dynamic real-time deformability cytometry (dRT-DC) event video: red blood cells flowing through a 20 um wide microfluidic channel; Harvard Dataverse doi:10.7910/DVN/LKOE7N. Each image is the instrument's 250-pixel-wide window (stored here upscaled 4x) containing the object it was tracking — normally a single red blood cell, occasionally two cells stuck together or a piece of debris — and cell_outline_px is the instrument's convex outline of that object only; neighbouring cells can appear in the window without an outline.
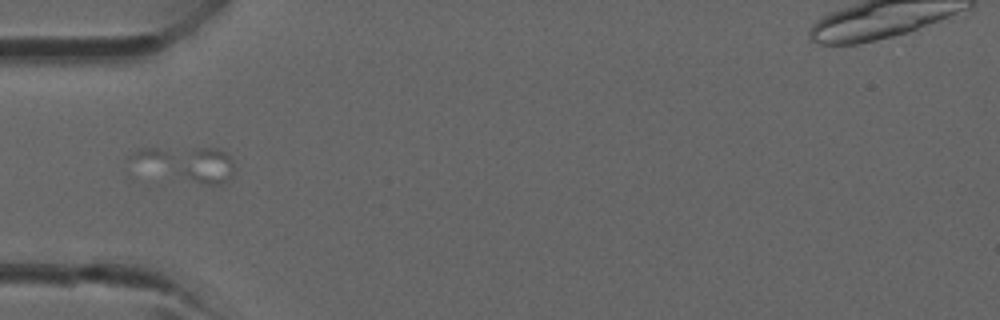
{"species": "common noctule bat (a hibernating species)", "species_latin": "Nyctalus noctula", "temperature_condition": "room temperature", "stored_images_in_passage": 48, "segment_of_instrument_passage": [2, 2], "camera_frame_rate_fps": 3000, "um_per_image_px": 0.085, "animal": {"sex": "male", "forearm_length_mm": 52.5}, "frame": {"image": 1, "passage_image": 16, "time_ms": 5.0, "image_size_px": [1000, 320], "cell_outline_px": [[232, 172], [220, 184], [208, 184], [196, 180], [176, 172], [192, 152], [196, 148], [216, 148], [224, 152], [228, 156], [232, 164]], "centroid_in_image_um": [17.6, 14.11], "position_along_channel_um": 67.4, "area_um2": 10.4}}
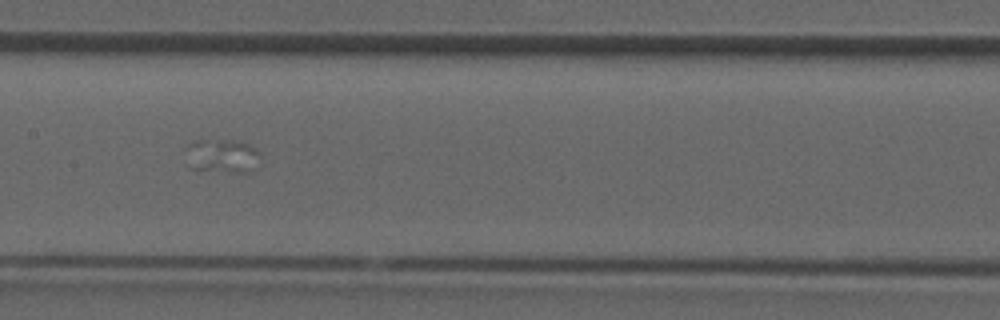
{"frame": {"image": 2, "passage_image": 24, "time_ms": 7.667, "image_size_px": [1000, 320], "cell_outline_px": [[260, 152], [252, 168], [248, 172], [240, 172], [192, 168], [188, 164], [212, 144], [224, 140], [232, 140], [248, 144]], "centroid_in_image_um": [19.29, 13.36], "position_along_channel_um": 188.1, "area_um2": 11.5}}
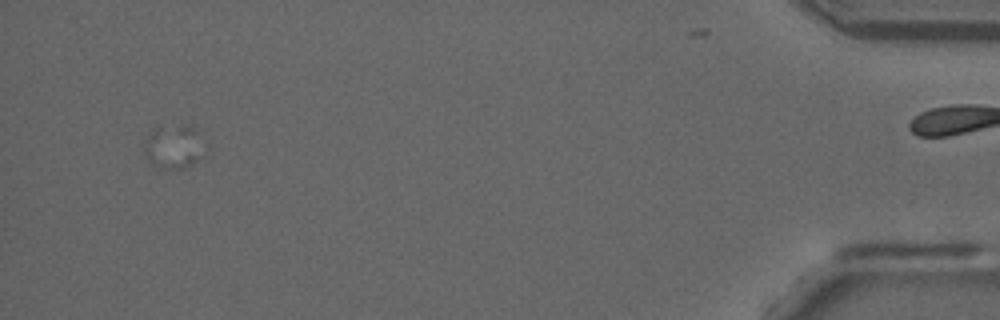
{"frame": {"image": 3, "passage_image": 45, "time_ms": 14.667, "image_size_px": [1000, 320], "cell_outline_px": [[208, 152], [204, 156], [192, 164], [180, 168], [156, 168], [148, 160], [144, 152], [144, 148], [148, 136], [152, 128], [160, 128], [208, 144]], "centroid_in_image_um": [14.69, 12.71], "position_along_channel_um": 420.5, "area_um2": 13.35}}